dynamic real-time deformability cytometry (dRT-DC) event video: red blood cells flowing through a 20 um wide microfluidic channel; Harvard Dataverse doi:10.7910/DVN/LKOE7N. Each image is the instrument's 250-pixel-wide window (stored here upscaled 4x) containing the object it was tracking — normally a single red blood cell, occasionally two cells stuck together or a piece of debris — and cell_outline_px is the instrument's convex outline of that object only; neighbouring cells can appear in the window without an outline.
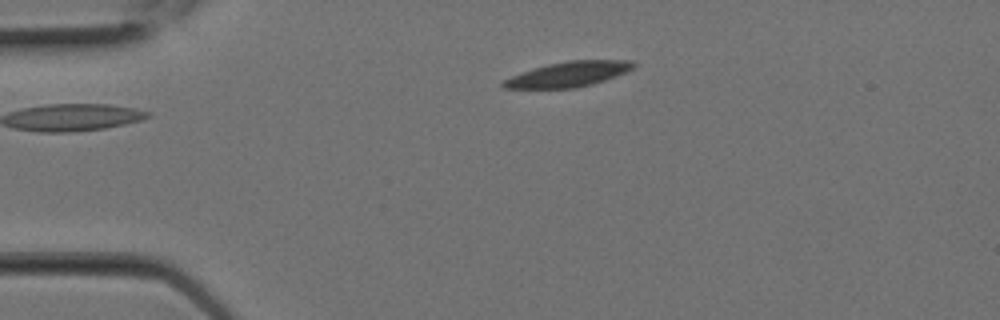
{"species": "Egyptian fruit bat (a non-hibernating species)", "species_latin": "Rousettus aegyptiacus", "temperature_condition": "room temperature", "stored_images_in_passage": 2, "camera_frame_rate_fps": 3000, "um_per_image_px": 0.085, "animal": {"sex": "female"}, "frame": {"image": 1, "passage_image": 2, "time_ms": 0.333, "image_size_px": [1000, 320], "cell_outline_px": [[636, 64], [632, 68], [616, 76], [592, 84], [576, 88], [500, 88], [500, 84], [504, 80], [512, 76], [548, 64], [568, 60], [632, 60]], "centroid_in_image_um": [48.32, 6.31], "position_along_channel_um": 36.7, "area_um2": 18.79}}